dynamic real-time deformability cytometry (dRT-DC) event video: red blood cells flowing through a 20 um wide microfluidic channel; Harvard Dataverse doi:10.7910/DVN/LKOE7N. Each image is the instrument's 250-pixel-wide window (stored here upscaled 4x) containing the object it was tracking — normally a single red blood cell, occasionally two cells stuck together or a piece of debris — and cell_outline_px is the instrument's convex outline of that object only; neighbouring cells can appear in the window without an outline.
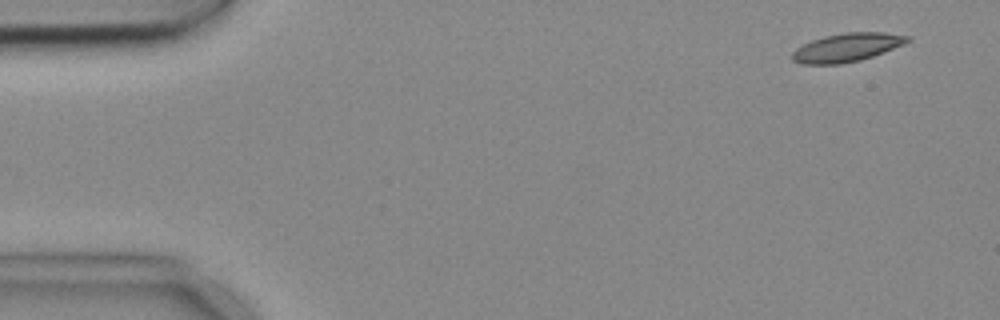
{"species": "common noctule bat (a hibernating species)", "species_latin": "Nyctalus noctula", "temperature_condition": "cold", "stored_images_in_passage": 10, "camera_frame_rate_fps": 3000, "um_per_image_px": 0.085, "animal": {"sex": "female", "body_mass_g": 18.4}, "frame": {"image": 1, "passage_image": 1, "time_ms": 0.0, "image_size_px": [1000, 320], "cell_outline_px": [[912, 40], [904, 44], [884, 52], [860, 60], [840, 64], [800, 64], [792, 60], [792, 52], [796, 48], [812, 40], [824, 36], [844, 32], [884, 32], [912, 36]], "centroid_in_image_um": [72.01, 4.02], "position_along_channel_um": 13.0, "area_um2": 19.25}}
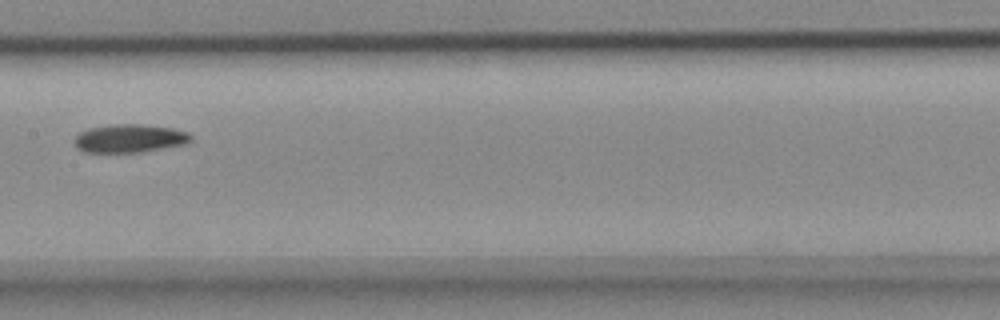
{"frame": {"image": 2, "passage_image": 7, "time_ms": 2.0, "image_size_px": [1000, 320], "cell_outline_px": [[192, 140], [184, 144], [164, 148], [140, 152], [84, 152], [76, 148], [72, 140], [80, 132], [88, 128], [108, 124], [144, 124], [172, 128], [188, 132], [192, 136]], "centroid_in_image_um": [10.98, 11.75], "position_along_channel_um": 196.4, "area_um2": 19.42}}
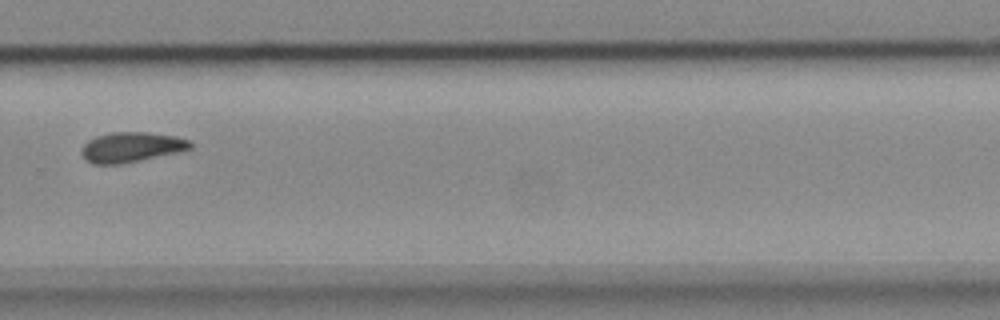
{"frame": {"image": 3, "passage_image": 10, "time_ms": 3.0, "image_size_px": [1000, 320], "cell_outline_px": [[192, 148], [180, 152], [120, 164], [92, 164], [84, 160], [80, 152], [80, 148], [88, 140], [96, 136], [112, 132], [148, 132], [176, 136], [192, 140]], "centroid_in_image_um": [11.16, 12.51], "position_along_channel_um": 318.6, "area_um2": 19.36}}